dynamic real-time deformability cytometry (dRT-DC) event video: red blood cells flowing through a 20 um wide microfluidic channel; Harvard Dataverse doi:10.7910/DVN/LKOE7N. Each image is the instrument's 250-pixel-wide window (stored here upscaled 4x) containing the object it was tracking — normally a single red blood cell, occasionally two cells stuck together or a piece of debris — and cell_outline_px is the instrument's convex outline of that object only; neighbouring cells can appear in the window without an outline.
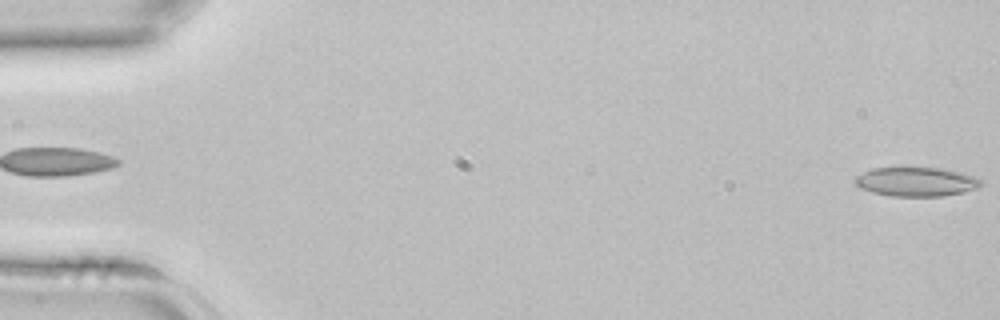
{"species": "common noctule bat (a hibernating species)", "species_latin": "Nyctalus noctula", "temperature_condition": "room temperature", "stored_images_in_passage": 4, "segment_of_instrument_passage": [2, 2], "camera_frame_rate_fps": 3000, "um_per_image_px": 0.085, "animal": {"sex": "female", "body_mass_g": 22.7, "forearm_length_mm": 54.2}, "frame": {"image": 1, "passage_image": 4, "time_ms": 1.0, "image_size_px": [1000, 320], "cell_outline_px": [[984, 184], [980, 188], [964, 192], [944, 196], [892, 196], [872, 192], [860, 188], [852, 180], [856, 176], [872, 168], [940, 168], [960, 172], [972, 176], [980, 180]], "centroid_in_image_um": [77.89, 15.46], "position_along_channel_um": 7.1, "area_um2": 21.39}}